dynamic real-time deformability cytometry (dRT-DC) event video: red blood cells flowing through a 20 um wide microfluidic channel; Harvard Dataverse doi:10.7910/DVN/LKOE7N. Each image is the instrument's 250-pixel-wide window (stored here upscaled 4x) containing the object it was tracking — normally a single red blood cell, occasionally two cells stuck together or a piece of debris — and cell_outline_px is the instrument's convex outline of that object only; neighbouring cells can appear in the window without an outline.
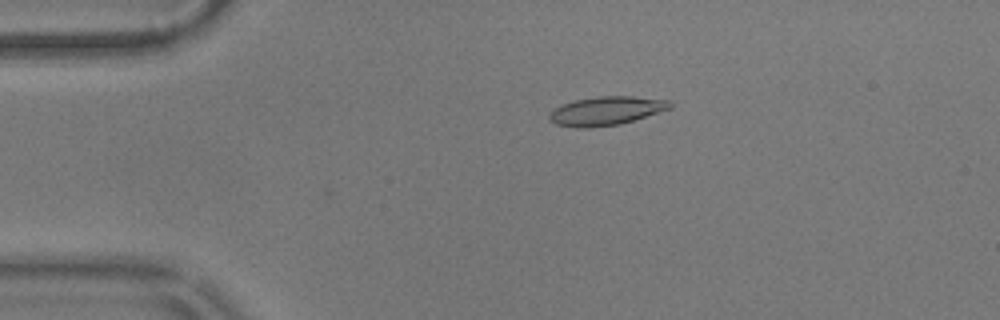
{"species": "common noctule bat (a hibernating species)", "species_latin": "Nyctalus noctula", "temperature_condition": "warm", "stored_images_in_passage": 34, "camera_frame_rate_fps": 3000, "um_per_image_px": 0.085, "animal": {"sex": "male", "body_mass_g": 17.9}, "frame": {"image": 1, "passage_image": 2, "time_ms": 0.333, "image_size_px": [1000, 320], "cell_outline_px": [[672, 108], [620, 124], [588, 128], [580, 128], [556, 124], [548, 120], [548, 116], [556, 108], [564, 104], [576, 100], [600, 96], [632, 96], [672, 100]], "centroid_in_image_um": [51.57, 9.42], "position_along_channel_um": 33.4, "area_um2": 20.06}}
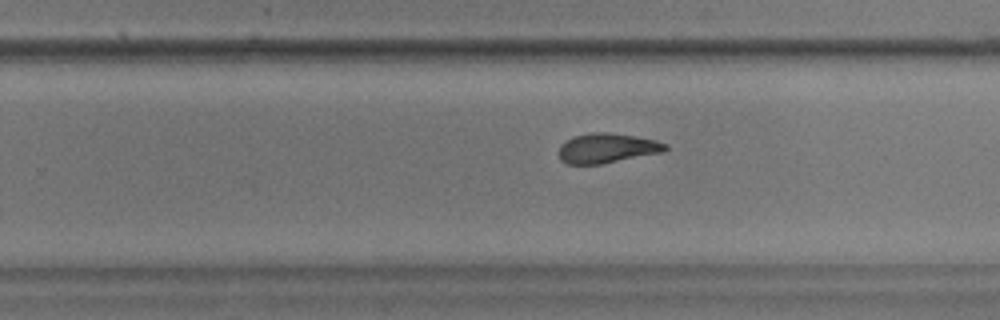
{"frame": {"image": 2, "passage_image": 26, "time_ms": 8.333, "image_size_px": [1000, 320], "cell_outline_px": [[668, 148], [664, 152], [600, 164], [568, 164], [560, 160], [560, 144], [572, 136], [592, 132], [608, 132], [656, 140], [668, 144]], "centroid_in_image_um": [51.6, 12.59], "position_along_channel_um": 278.2, "area_um2": 18.44}, "authors_computed_cell_mechanics": {"area_um2": 19.3341, "velocity_mm_per_s": 3.5788, "shape_relaxation_time_tau1_ms": 3.5388, "shape_relaxation_time_tau2_ms": 4.0236, "deformation_change_tau1": 0.1377, "deformation_change_tau2": 0.1244}}